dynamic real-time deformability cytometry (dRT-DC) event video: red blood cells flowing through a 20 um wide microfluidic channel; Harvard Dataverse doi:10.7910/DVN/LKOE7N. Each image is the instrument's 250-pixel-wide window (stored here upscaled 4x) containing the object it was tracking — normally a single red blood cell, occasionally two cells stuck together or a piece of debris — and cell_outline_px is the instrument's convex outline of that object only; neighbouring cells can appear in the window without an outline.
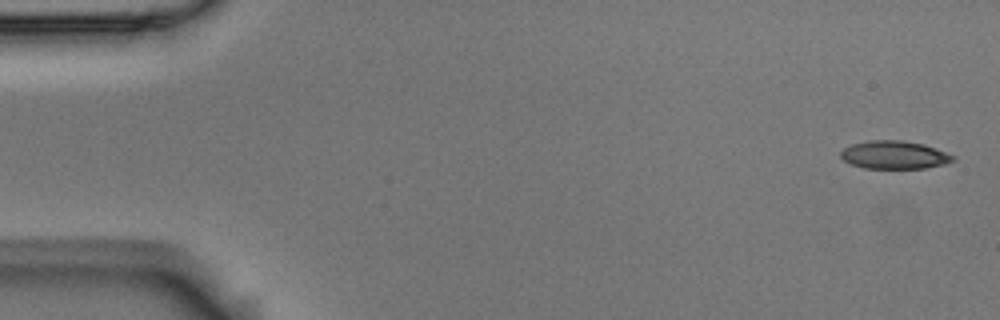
{"species": "Egyptian fruit bat (a non-hibernating species)", "species_latin": "Rousettus aegyptiacus", "temperature_condition": "room temperature", "stored_images_in_passage": 4, "camera_frame_rate_fps": 3000, "um_per_image_px": 0.085, "animal": {"sex": "male"}, "frame": {"image": 1, "passage_image": 1, "time_ms": 0.0, "image_size_px": [1000, 320], "cell_outline_px": [[956, 160], [944, 164], [924, 168], [864, 168], [852, 164], [844, 160], [840, 156], [840, 152], [844, 148], [852, 144], [868, 140], [900, 140], [924, 144], [936, 148], [956, 156]], "centroid_in_image_um": [76.04, 13.16], "position_along_channel_um": 9.0, "area_um2": 18.38}}